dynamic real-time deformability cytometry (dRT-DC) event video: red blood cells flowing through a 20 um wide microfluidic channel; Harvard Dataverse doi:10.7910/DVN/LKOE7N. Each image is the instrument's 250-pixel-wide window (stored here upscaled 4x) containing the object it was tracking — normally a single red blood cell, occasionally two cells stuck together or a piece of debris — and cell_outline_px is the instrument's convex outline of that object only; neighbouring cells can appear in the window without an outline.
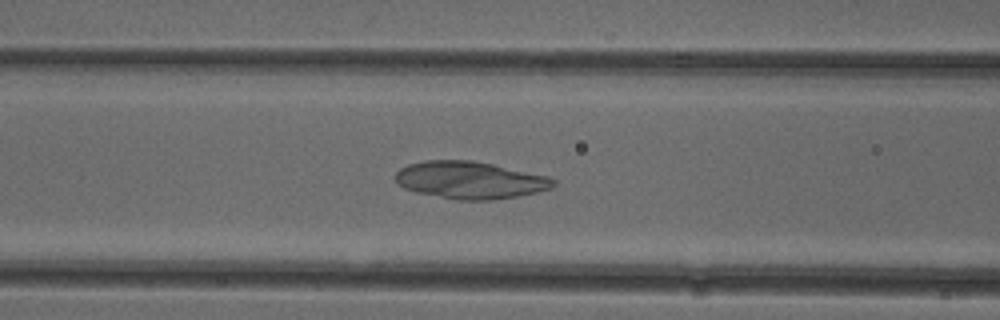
{"species": "common noctule bat (a hibernating species)", "species_latin": "Nyctalus noctula", "temperature_condition": "cold", "stored_images_in_passage": 52, "camera_frame_rate_fps": 3000, "um_per_image_px": 0.085, "animal": {"sex": "female"}, "frame": {"image": 1, "passage_image": 21, "time_ms": 6.667, "image_size_px": [1000, 320], "cell_outline_px": [[556, 184], [552, 188], [536, 192], [516, 196], [492, 200], [456, 200], [416, 192], [404, 188], [396, 184], [396, 172], [400, 168], [408, 164], [424, 160], [472, 160], [492, 164], [548, 176], [556, 180]], "centroid_in_image_um": [39.93, 15.31], "position_along_channel_um": 126.7, "area_um2": 34.39}}
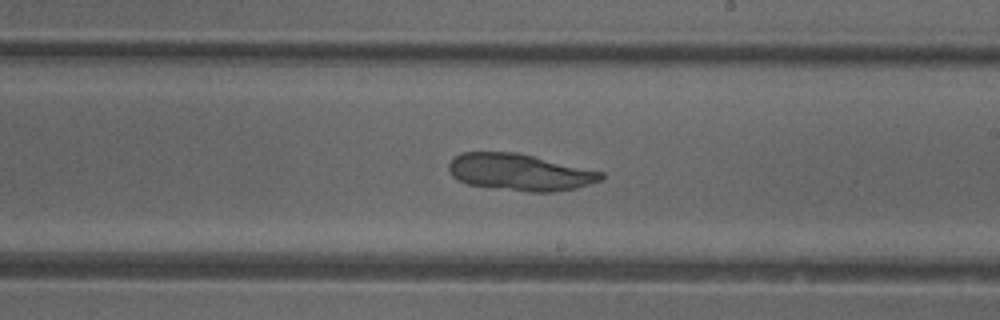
{"frame": {"image": 2, "passage_image": 30, "time_ms": 9.667, "image_size_px": [1000, 320], "cell_outline_px": [[604, 176], [600, 180], [576, 188], [552, 192], [532, 192], [496, 188], [468, 184], [452, 176], [448, 168], [448, 164], [460, 152], [516, 152], [604, 172]], "centroid_in_image_um": [44.18, 14.63], "position_along_channel_um": 244.8, "area_um2": 32.37}}
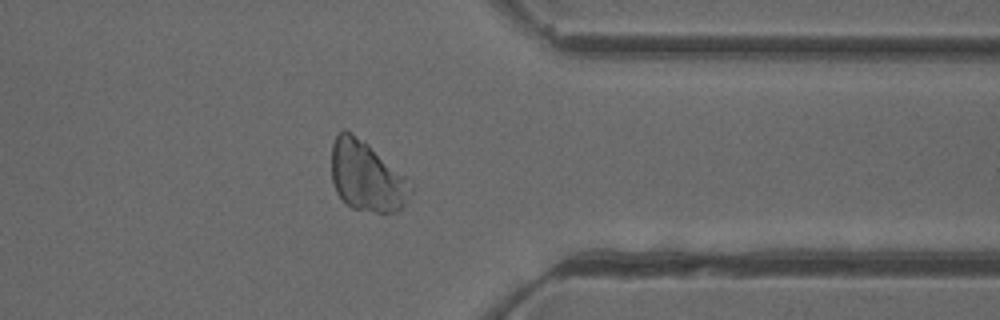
{"frame": {"image": 3, "passage_image": 41, "time_ms": 13.333, "image_size_px": [1000, 320], "cell_outline_px": [[416, 184], [412, 192], [404, 204], [396, 212], [372, 212], [352, 208], [336, 192], [332, 180], [332, 144], [336, 136], [344, 128], [352, 132], [368, 144], [412, 180]], "centroid_in_image_um": [31.21, 14.98], "position_along_channel_um": 380.2, "area_um2": 32.6}}